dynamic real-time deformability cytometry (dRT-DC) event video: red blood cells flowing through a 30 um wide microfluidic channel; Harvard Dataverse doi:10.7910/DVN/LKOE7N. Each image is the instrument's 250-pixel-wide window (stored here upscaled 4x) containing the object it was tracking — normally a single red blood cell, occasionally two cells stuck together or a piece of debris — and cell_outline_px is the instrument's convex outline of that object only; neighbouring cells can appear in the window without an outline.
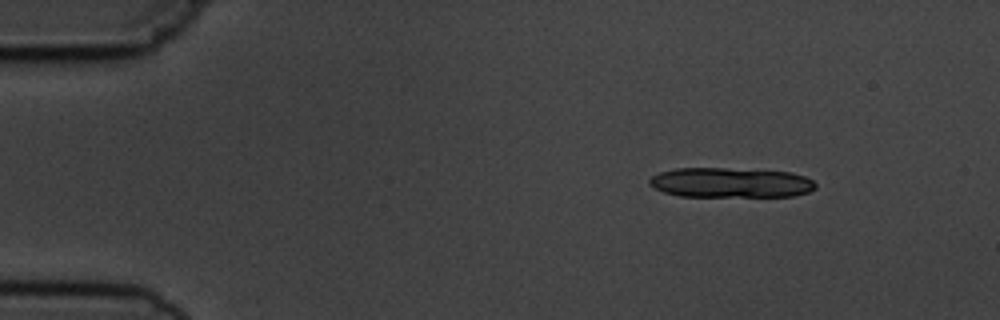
{"species": "common noctule bat (a hibernating species)", "species_latin": "Nyctalus noctula", "temperature_condition": "cold", "stored_images_in_passage": 9, "segment_of_instrument_passage": [1, 2], "camera_frame_rate_fps": 3000, "um_per_image_px": 0.085, "animal": {"sex": "male", "body_mass_g": 19.5, "forearm_length_mm": 54.6}, "frame": {"image": 1, "passage_image": 1, "time_ms": 0.0, "image_size_px": [1000, 320], "cell_outline_px": [[816, 188], [808, 192], [792, 196], [680, 196], [664, 192], [648, 184], [648, 180], [652, 176], [660, 172], [676, 168], [724, 168], [792, 172], [804, 176], [812, 180], [816, 184]], "centroid_in_image_um": [62.1, 15.52], "position_along_channel_um": 22.9, "area_um2": 28.9}}